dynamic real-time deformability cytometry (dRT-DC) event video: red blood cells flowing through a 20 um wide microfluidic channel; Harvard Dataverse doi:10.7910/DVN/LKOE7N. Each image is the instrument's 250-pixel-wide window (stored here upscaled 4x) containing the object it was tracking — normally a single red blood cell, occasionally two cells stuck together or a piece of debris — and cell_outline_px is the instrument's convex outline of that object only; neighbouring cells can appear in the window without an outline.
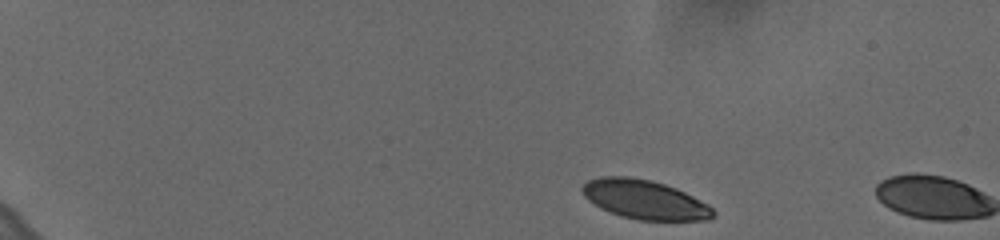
{"species": "human", "species_latin": "Homo sapiens", "temperature_condition": "cold", "stored_images_in_passage": 2, "camera_frame_rate_fps": 3000, "um_per_image_px": 0.085, "donor": {"sex": "female"}, "frame": {"image": 1, "passage_image": 1, "time_ms": 0.0, "image_size_px": [1000, 240], "cell_outline_px": [[716, 216], [708, 220], [636, 220], [600, 208], [588, 200], [584, 196], [580, 188], [588, 180], [600, 176], [628, 176], [652, 180], [676, 188], [708, 204], [716, 212]], "centroid_in_image_um": [54.8, 16.96], "position_along_channel_um": 30.2, "area_um2": 29.88}}